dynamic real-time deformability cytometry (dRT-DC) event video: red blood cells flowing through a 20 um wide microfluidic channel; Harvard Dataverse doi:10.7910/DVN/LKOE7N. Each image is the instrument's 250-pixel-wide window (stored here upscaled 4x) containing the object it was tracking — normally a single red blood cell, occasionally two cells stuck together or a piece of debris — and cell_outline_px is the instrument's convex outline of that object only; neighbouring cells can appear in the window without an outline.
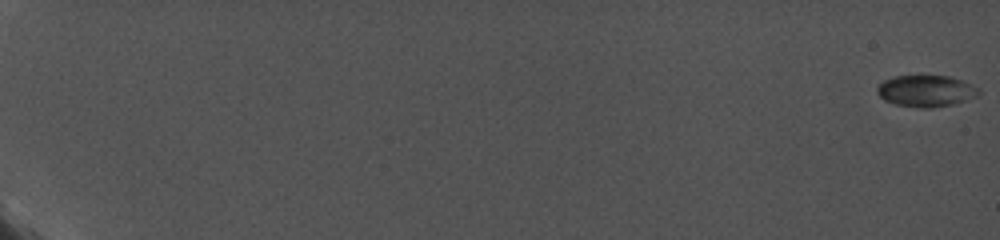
{"species": "common noctule bat (a hibernating species)", "species_latin": "Nyctalus noctula", "temperature_condition": "cold", "stored_images_in_passage": 36, "camera_frame_rate_fps": 5000, "um_per_image_px": 0.085, "animal": {"sex": "female", "body_mass_g": 19.0, "forearm_length_mm": 56.7}, "frame": {"image": 1, "passage_image": 1, "time_ms": 0.0, "image_size_px": [1000, 240], "cell_outline_px": [[980, 92], [976, 96], [952, 104], [932, 108], [920, 108], [896, 104], [884, 100], [876, 92], [876, 88], [884, 80], [896, 76], [948, 76], [960, 80], [976, 88]], "centroid_in_image_um": [78.65, 7.74], "position_along_channel_um": 6.4, "area_um2": 18.26}}
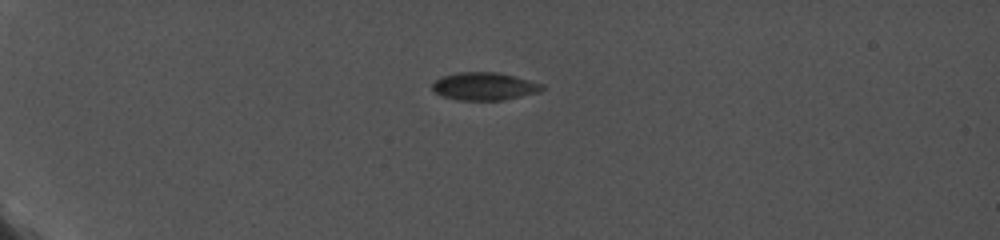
{"frame": {"image": 2, "passage_image": 17, "time_ms": 6.0, "image_size_px": [1000, 240], "cell_outline_px": [[544, 88], [540, 92], [504, 100], [456, 100], [440, 96], [432, 88], [432, 84], [436, 80], [444, 76], [460, 72], [496, 72], [544, 84]], "centroid_in_image_um": [41.17, 7.35], "position_along_channel_um": 43.8, "area_um2": 17.69}}
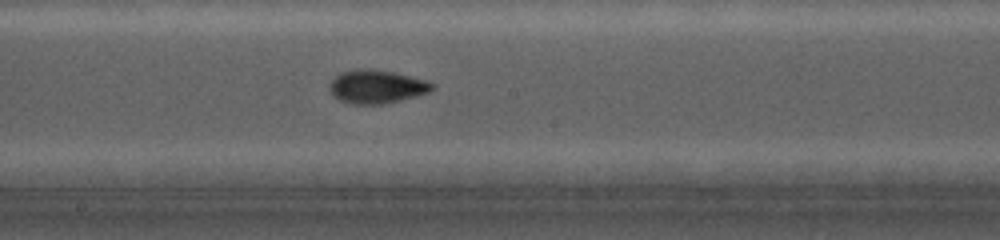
{"frame": {"image": 3, "passage_image": 35, "time_ms": 12.2, "image_size_px": [1000, 240], "cell_outline_px": [[436, 84], [428, 92], [416, 96], [400, 100], [380, 104], [352, 104], [340, 100], [328, 88], [332, 80], [336, 76], [344, 72], [392, 72], [424, 80]], "centroid_in_image_um": [32.04, 7.42], "position_along_channel_um": 216.2, "area_um2": 18.73}}